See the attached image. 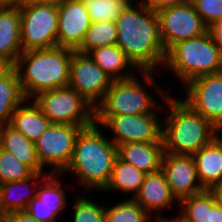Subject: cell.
<instances>
[{
    "label": "cell",
    "instance_id": "37",
    "mask_svg": "<svg viewBox=\"0 0 222 222\" xmlns=\"http://www.w3.org/2000/svg\"><path fill=\"white\" fill-rule=\"evenodd\" d=\"M209 30L212 36L218 40L219 47L221 49V54H222V19L219 21H216L211 27H209Z\"/></svg>",
    "mask_w": 222,
    "mask_h": 222
},
{
    "label": "cell",
    "instance_id": "25",
    "mask_svg": "<svg viewBox=\"0 0 222 222\" xmlns=\"http://www.w3.org/2000/svg\"><path fill=\"white\" fill-rule=\"evenodd\" d=\"M146 174L132 164L126 163L116 157L110 177V181L103 192L121 191L131 194L132 199L138 193Z\"/></svg>",
    "mask_w": 222,
    "mask_h": 222
},
{
    "label": "cell",
    "instance_id": "35",
    "mask_svg": "<svg viewBox=\"0 0 222 222\" xmlns=\"http://www.w3.org/2000/svg\"><path fill=\"white\" fill-rule=\"evenodd\" d=\"M146 1L148 2L149 6L157 12L161 9L172 7L175 5H180L190 0H146Z\"/></svg>",
    "mask_w": 222,
    "mask_h": 222
},
{
    "label": "cell",
    "instance_id": "24",
    "mask_svg": "<svg viewBox=\"0 0 222 222\" xmlns=\"http://www.w3.org/2000/svg\"><path fill=\"white\" fill-rule=\"evenodd\" d=\"M0 148L11 153L35 173H49L45 172L46 168H43L38 160L35 143L9 124L3 128Z\"/></svg>",
    "mask_w": 222,
    "mask_h": 222
},
{
    "label": "cell",
    "instance_id": "19",
    "mask_svg": "<svg viewBox=\"0 0 222 222\" xmlns=\"http://www.w3.org/2000/svg\"><path fill=\"white\" fill-rule=\"evenodd\" d=\"M202 187L211 190L222 182V135L192 155Z\"/></svg>",
    "mask_w": 222,
    "mask_h": 222
},
{
    "label": "cell",
    "instance_id": "38",
    "mask_svg": "<svg viewBox=\"0 0 222 222\" xmlns=\"http://www.w3.org/2000/svg\"><path fill=\"white\" fill-rule=\"evenodd\" d=\"M23 0H0V8H16L22 4Z\"/></svg>",
    "mask_w": 222,
    "mask_h": 222
},
{
    "label": "cell",
    "instance_id": "20",
    "mask_svg": "<svg viewBox=\"0 0 222 222\" xmlns=\"http://www.w3.org/2000/svg\"><path fill=\"white\" fill-rule=\"evenodd\" d=\"M48 174L49 173H35L25 180L0 184V217H3L9 212L26 210L29 202L37 195L38 184H40ZM22 189L25 192L28 190L26 192L27 194L23 193L25 195H21L20 193L19 195L18 192ZM16 192L18 194H15Z\"/></svg>",
    "mask_w": 222,
    "mask_h": 222
},
{
    "label": "cell",
    "instance_id": "9",
    "mask_svg": "<svg viewBox=\"0 0 222 222\" xmlns=\"http://www.w3.org/2000/svg\"><path fill=\"white\" fill-rule=\"evenodd\" d=\"M160 113L138 115H95V123L112 133V141L118 146L134 142H163Z\"/></svg>",
    "mask_w": 222,
    "mask_h": 222
},
{
    "label": "cell",
    "instance_id": "29",
    "mask_svg": "<svg viewBox=\"0 0 222 222\" xmlns=\"http://www.w3.org/2000/svg\"><path fill=\"white\" fill-rule=\"evenodd\" d=\"M106 222H150L152 218L134 199L105 207Z\"/></svg>",
    "mask_w": 222,
    "mask_h": 222
},
{
    "label": "cell",
    "instance_id": "7",
    "mask_svg": "<svg viewBox=\"0 0 222 222\" xmlns=\"http://www.w3.org/2000/svg\"><path fill=\"white\" fill-rule=\"evenodd\" d=\"M33 100L53 124L85 128L95 123V107L72 87L41 92Z\"/></svg>",
    "mask_w": 222,
    "mask_h": 222
},
{
    "label": "cell",
    "instance_id": "21",
    "mask_svg": "<svg viewBox=\"0 0 222 222\" xmlns=\"http://www.w3.org/2000/svg\"><path fill=\"white\" fill-rule=\"evenodd\" d=\"M22 53L19 7L0 8V55L14 66Z\"/></svg>",
    "mask_w": 222,
    "mask_h": 222
},
{
    "label": "cell",
    "instance_id": "27",
    "mask_svg": "<svg viewBox=\"0 0 222 222\" xmlns=\"http://www.w3.org/2000/svg\"><path fill=\"white\" fill-rule=\"evenodd\" d=\"M117 36L118 31L114 21L92 22L81 46L76 51L87 54L99 47L116 45Z\"/></svg>",
    "mask_w": 222,
    "mask_h": 222
},
{
    "label": "cell",
    "instance_id": "4",
    "mask_svg": "<svg viewBox=\"0 0 222 222\" xmlns=\"http://www.w3.org/2000/svg\"><path fill=\"white\" fill-rule=\"evenodd\" d=\"M72 55V49L60 46L24 51L13 66L24 97L68 86Z\"/></svg>",
    "mask_w": 222,
    "mask_h": 222
},
{
    "label": "cell",
    "instance_id": "42",
    "mask_svg": "<svg viewBox=\"0 0 222 222\" xmlns=\"http://www.w3.org/2000/svg\"><path fill=\"white\" fill-rule=\"evenodd\" d=\"M167 222H186L184 219H182L179 215L178 216H173L171 218H169L167 216Z\"/></svg>",
    "mask_w": 222,
    "mask_h": 222
},
{
    "label": "cell",
    "instance_id": "3",
    "mask_svg": "<svg viewBox=\"0 0 222 222\" xmlns=\"http://www.w3.org/2000/svg\"><path fill=\"white\" fill-rule=\"evenodd\" d=\"M164 102L168 111L160 119L165 153L192 156L220 135L219 129L181 98L170 94Z\"/></svg>",
    "mask_w": 222,
    "mask_h": 222
},
{
    "label": "cell",
    "instance_id": "39",
    "mask_svg": "<svg viewBox=\"0 0 222 222\" xmlns=\"http://www.w3.org/2000/svg\"><path fill=\"white\" fill-rule=\"evenodd\" d=\"M211 191L215 196L216 202L222 207V182L215 185Z\"/></svg>",
    "mask_w": 222,
    "mask_h": 222
},
{
    "label": "cell",
    "instance_id": "14",
    "mask_svg": "<svg viewBox=\"0 0 222 222\" xmlns=\"http://www.w3.org/2000/svg\"><path fill=\"white\" fill-rule=\"evenodd\" d=\"M161 171L177 204L182 199L205 190L198 179L196 165L191 155H174L164 152Z\"/></svg>",
    "mask_w": 222,
    "mask_h": 222
},
{
    "label": "cell",
    "instance_id": "43",
    "mask_svg": "<svg viewBox=\"0 0 222 222\" xmlns=\"http://www.w3.org/2000/svg\"><path fill=\"white\" fill-rule=\"evenodd\" d=\"M4 126H5L4 124L0 123V144H1V137Z\"/></svg>",
    "mask_w": 222,
    "mask_h": 222
},
{
    "label": "cell",
    "instance_id": "32",
    "mask_svg": "<svg viewBox=\"0 0 222 222\" xmlns=\"http://www.w3.org/2000/svg\"><path fill=\"white\" fill-rule=\"evenodd\" d=\"M75 192V201L73 207V222H106L105 205H100L89 197ZM78 194V195H77Z\"/></svg>",
    "mask_w": 222,
    "mask_h": 222
},
{
    "label": "cell",
    "instance_id": "22",
    "mask_svg": "<svg viewBox=\"0 0 222 222\" xmlns=\"http://www.w3.org/2000/svg\"><path fill=\"white\" fill-rule=\"evenodd\" d=\"M9 125L30 141L35 142L51 122L33 99H25L14 110Z\"/></svg>",
    "mask_w": 222,
    "mask_h": 222
},
{
    "label": "cell",
    "instance_id": "45",
    "mask_svg": "<svg viewBox=\"0 0 222 222\" xmlns=\"http://www.w3.org/2000/svg\"><path fill=\"white\" fill-rule=\"evenodd\" d=\"M0 222H7L3 217H0Z\"/></svg>",
    "mask_w": 222,
    "mask_h": 222
},
{
    "label": "cell",
    "instance_id": "18",
    "mask_svg": "<svg viewBox=\"0 0 222 222\" xmlns=\"http://www.w3.org/2000/svg\"><path fill=\"white\" fill-rule=\"evenodd\" d=\"M163 142H134L117 146V156L145 174L161 170Z\"/></svg>",
    "mask_w": 222,
    "mask_h": 222
},
{
    "label": "cell",
    "instance_id": "31",
    "mask_svg": "<svg viewBox=\"0 0 222 222\" xmlns=\"http://www.w3.org/2000/svg\"><path fill=\"white\" fill-rule=\"evenodd\" d=\"M34 174L35 172L30 167L0 148V184L25 180Z\"/></svg>",
    "mask_w": 222,
    "mask_h": 222
},
{
    "label": "cell",
    "instance_id": "34",
    "mask_svg": "<svg viewBox=\"0 0 222 222\" xmlns=\"http://www.w3.org/2000/svg\"><path fill=\"white\" fill-rule=\"evenodd\" d=\"M3 218L7 222H39L34 219L26 210L9 212L5 214Z\"/></svg>",
    "mask_w": 222,
    "mask_h": 222
},
{
    "label": "cell",
    "instance_id": "44",
    "mask_svg": "<svg viewBox=\"0 0 222 222\" xmlns=\"http://www.w3.org/2000/svg\"><path fill=\"white\" fill-rule=\"evenodd\" d=\"M152 221H155V222H167V217L165 219H157V218H155L154 220L152 219Z\"/></svg>",
    "mask_w": 222,
    "mask_h": 222
},
{
    "label": "cell",
    "instance_id": "23",
    "mask_svg": "<svg viewBox=\"0 0 222 222\" xmlns=\"http://www.w3.org/2000/svg\"><path fill=\"white\" fill-rule=\"evenodd\" d=\"M87 54L113 81L132 78L138 71L117 45L99 47Z\"/></svg>",
    "mask_w": 222,
    "mask_h": 222
},
{
    "label": "cell",
    "instance_id": "16",
    "mask_svg": "<svg viewBox=\"0 0 222 222\" xmlns=\"http://www.w3.org/2000/svg\"><path fill=\"white\" fill-rule=\"evenodd\" d=\"M61 175L49 173L40 182L36 197L27 206L26 211L39 222H56L57 216L68 206Z\"/></svg>",
    "mask_w": 222,
    "mask_h": 222
},
{
    "label": "cell",
    "instance_id": "2",
    "mask_svg": "<svg viewBox=\"0 0 222 222\" xmlns=\"http://www.w3.org/2000/svg\"><path fill=\"white\" fill-rule=\"evenodd\" d=\"M101 128L94 123L81 129L75 140L71 162L62 173L63 176L67 172L73 173L80 186L90 191L106 188L117 157V146Z\"/></svg>",
    "mask_w": 222,
    "mask_h": 222
},
{
    "label": "cell",
    "instance_id": "5",
    "mask_svg": "<svg viewBox=\"0 0 222 222\" xmlns=\"http://www.w3.org/2000/svg\"><path fill=\"white\" fill-rule=\"evenodd\" d=\"M163 66L173 71L183 85L200 76L220 73L222 54L218 40L208 30L177 42L166 51Z\"/></svg>",
    "mask_w": 222,
    "mask_h": 222
},
{
    "label": "cell",
    "instance_id": "28",
    "mask_svg": "<svg viewBox=\"0 0 222 222\" xmlns=\"http://www.w3.org/2000/svg\"><path fill=\"white\" fill-rule=\"evenodd\" d=\"M181 209L177 214L186 222H210L211 218V190H203L190 197L182 199Z\"/></svg>",
    "mask_w": 222,
    "mask_h": 222
},
{
    "label": "cell",
    "instance_id": "36",
    "mask_svg": "<svg viewBox=\"0 0 222 222\" xmlns=\"http://www.w3.org/2000/svg\"><path fill=\"white\" fill-rule=\"evenodd\" d=\"M210 222H222V207L216 202L215 196L212 191H211Z\"/></svg>",
    "mask_w": 222,
    "mask_h": 222
},
{
    "label": "cell",
    "instance_id": "13",
    "mask_svg": "<svg viewBox=\"0 0 222 222\" xmlns=\"http://www.w3.org/2000/svg\"><path fill=\"white\" fill-rule=\"evenodd\" d=\"M113 80L88 56L73 50L69 71V87L96 107Z\"/></svg>",
    "mask_w": 222,
    "mask_h": 222
},
{
    "label": "cell",
    "instance_id": "17",
    "mask_svg": "<svg viewBox=\"0 0 222 222\" xmlns=\"http://www.w3.org/2000/svg\"><path fill=\"white\" fill-rule=\"evenodd\" d=\"M152 218L165 219L162 211L170 209L176 198L172 195L163 172L146 174L138 193L133 198ZM157 211V212H156ZM156 214H155V213Z\"/></svg>",
    "mask_w": 222,
    "mask_h": 222
},
{
    "label": "cell",
    "instance_id": "15",
    "mask_svg": "<svg viewBox=\"0 0 222 222\" xmlns=\"http://www.w3.org/2000/svg\"><path fill=\"white\" fill-rule=\"evenodd\" d=\"M57 46L77 50L91 25V19L82 0H64L57 4Z\"/></svg>",
    "mask_w": 222,
    "mask_h": 222
},
{
    "label": "cell",
    "instance_id": "26",
    "mask_svg": "<svg viewBox=\"0 0 222 222\" xmlns=\"http://www.w3.org/2000/svg\"><path fill=\"white\" fill-rule=\"evenodd\" d=\"M14 67L0 75V123L8 125L14 110L25 100Z\"/></svg>",
    "mask_w": 222,
    "mask_h": 222
},
{
    "label": "cell",
    "instance_id": "11",
    "mask_svg": "<svg viewBox=\"0 0 222 222\" xmlns=\"http://www.w3.org/2000/svg\"><path fill=\"white\" fill-rule=\"evenodd\" d=\"M157 18L165 52L177 42L200 36L209 30L190 1L157 11Z\"/></svg>",
    "mask_w": 222,
    "mask_h": 222
},
{
    "label": "cell",
    "instance_id": "1",
    "mask_svg": "<svg viewBox=\"0 0 222 222\" xmlns=\"http://www.w3.org/2000/svg\"><path fill=\"white\" fill-rule=\"evenodd\" d=\"M139 1L132 0L114 21L118 31L116 45L138 72H155V68L163 66L166 53L157 12L146 0Z\"/></svg>",
    "mask_w": 222,
    "mask_h": 222
},
{
    "label": "cell",
    "instance_id": "33",
    "mask_svg": "<svg viewBox=\"0 0 222 222\" xmlns=\"http://www.w3.org/2000/svg\"><path fill=\"white\" fill-rule=\"evenodd\" d=\"M190 2L208 27L222 19V0H190Z\"/></svg>",
    "mask_w": 222,
    "mask_h": 222
},
{
    "label": "cell",
    "instance_id": "30",
    "mask_svg": "<svg viewBox=\"0 0 222 222\" xmlns=\"http://www.w3.org/2000/svg\"><path fill=\"white\" fill-rule=\"evenodd\" d=\"M132 0H82L91 22L115 21Z\"/></svg>",
    "mask_w": 222,
    "mask_h": 222
},
{
    "label": "cell",
    "instance_id": "8",
    "mask_svg": "<svg viewBox=\"0 0 222 222\" xmlns=\"http://www.w3.org/2000/svg\"><path fill=\"white\" fill-rule=\"evenodd\" d=\"M22 51L57 46V4L22 3L19 6Z\"/></svg>",
    "mask_w": 222,
    "mask_h": 222
},
{
    "label": "cell",
    "instance_id": "41",
    "mask_svg": "<svg viewBox=\"0 0 222 222\" xmlns=\"http://www.w3.org/2000/svg\"><path fill=\"white\" fill-rule=\"evenodd\" d=\"M64 0H23L22 3H51V4H59Z\"/></svg>",
    "mask_w": 222,
    "mask_h": 222
},
{
    "label": "cell",
    "instance_id": "10",
    "mask_svg": "<svg viewBox=\"0 0 222 222\" xmlns=\"http://www.w3.org/2000/svg\"><path fill=\"white\" fill-rule=\"evenodd\" d=\"M81 129V126L51 123L34 142L41 166H50L48 172L51 174H62L71 162L75 140Z\"/></svg>",
    "mask_w": 222,
    "mask_h": 222
},
{
    "label": "cell",
    "instance_id": "40",
    "mask_svg": "<svg viewBox=\"0 0 222 222\" xmlns=\"http://www.w3.org/2000/svg\"><path fill=\"white\" fill-rule=\"evenodd\" d=\"M13 66L0 55V75L6 73L10 70Z\"/></svg>",
    "mask_w": 222,
    "mask_h": 222
},
{
    "label": "cell",
    "instance_id": "12",
    "mask_svg": "<svg viewBox=\"0 0 222 222\" xmlns=\"http://www.w3.org/2000/svg\"><path fill=\"white\" fill-rule=\"evenodd\" d=\"M181 99L193 111L222 130V72L197 77L184 85Z\"/></svg>",
    "mask_w": 222,
    "mask_h": 222
},
{
    "label": "cell",
    "instance_id": "6",
    "mask_svg": "<svg viewBox=\"0 0 222 222\" xmlns=\"http://www.w3.org/2000/svg\"><path fill=\"white\" fill-rule=\"evenodd\" d=\"M142 74L143 83L134 76L125 80L113 81L106 91L103 100L95 107V115H138L143 113H158L163 110L156 102L153 94L144 88L147 84L165 101L170 95L165 88H161L153 72H139ZM145 85V86H144Z\"/></svg>",
    "mask_w": 222,
    "mask_h": 222
}]
</instances>
